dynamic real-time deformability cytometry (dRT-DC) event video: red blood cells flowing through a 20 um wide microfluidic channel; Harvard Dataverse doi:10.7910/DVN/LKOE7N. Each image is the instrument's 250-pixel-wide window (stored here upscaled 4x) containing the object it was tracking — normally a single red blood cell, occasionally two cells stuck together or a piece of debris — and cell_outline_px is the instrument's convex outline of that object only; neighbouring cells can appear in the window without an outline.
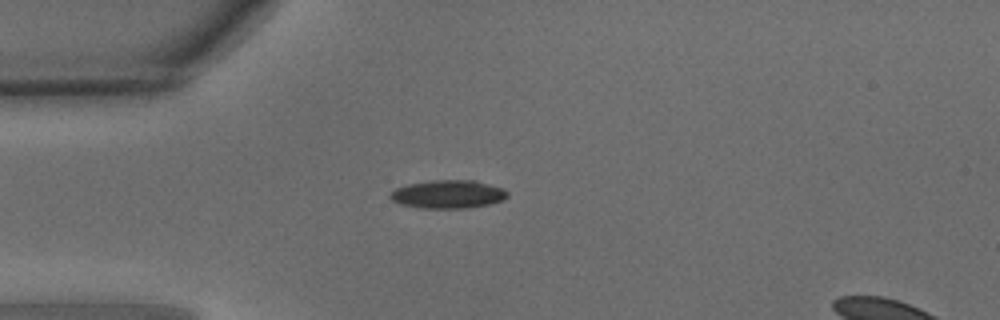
{"species": "common noctule bat (a hibernating species)", "species_latin": "Nyctalus noctula", "temperature_condition": "warm", "stored_images_in_passage": 31, "camera_frame_rate_fps": 3000, "um_per_image_px": 0.085, "animal": {"sex": "male", "body_mass_g": 15.6}, "frame": {"image": 1, "passage_image": 1, "time_ms": 0.0, "image_size_px": [1000, 320], "cell_outline_px": [[508, 196], [504, 200], [488, 204], [468, 208], [420, 208], [400, 204], [392, 200], [388, 196], [388, 192], [396, 188], [408, 184], [432, 180], [476, 180], [504, 188], [508, 192]], "centroid_in_image_um": [38.08, 16.5], "position_along_channel_um": 46.9, "area_um2": 19.54}}
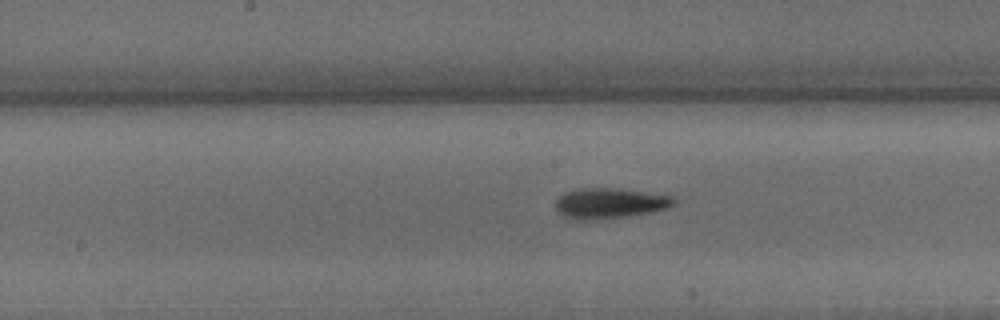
{"frame": {"image": 2, "passage_image": 13, "time_ms": 4.0, "image_size_px": [1000, 320], "cell_outline_px": [[676, 204], [664, 208], [644, 212], [620, 216], [584, 220], [580, 220], [564, 216], [556, 208], [556, 200], [564, 192], [580, 188], [620, 188], [672, 196], [676, 200]], "centroid_in_image_um": [51.79, 17.24], "position_along_channel_um": 196.4, "area_um2": 20.35}}
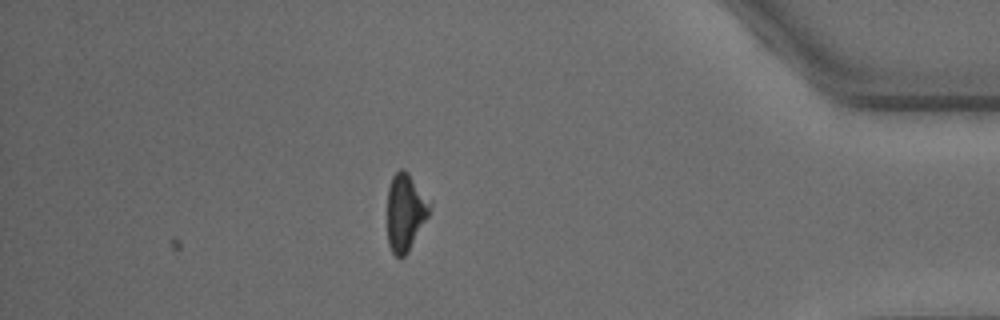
{"frame": {"image": 3, "passage_image": 31, "time_ms": 10.0, "image_size_px": [1000, 320], "cell_outline_px": [[432, 204], [428, 216], [408, 252], [404, 256], [396, 256], [392, 252], [388, 244], [388, 188], [392, 176], [400, 168], [404, 168], [408, 172], [432, 200]], "centroid_in_image_um": [34.48, 17.98], "position_along_channel_um": 400.7, "area_um2": 19.31}, "authors_computed_cell_mechanics": {"area_um2": 20.3456, "velocity_mm_per_s": 4.0788, "shape_relaxation_time_tau1_ms": 9.404, "shape_relaxation_time_tau2_ms": 7.905, "deformation_change_tau1": 0.226, "deformation_change_tau2": 0.2796}}